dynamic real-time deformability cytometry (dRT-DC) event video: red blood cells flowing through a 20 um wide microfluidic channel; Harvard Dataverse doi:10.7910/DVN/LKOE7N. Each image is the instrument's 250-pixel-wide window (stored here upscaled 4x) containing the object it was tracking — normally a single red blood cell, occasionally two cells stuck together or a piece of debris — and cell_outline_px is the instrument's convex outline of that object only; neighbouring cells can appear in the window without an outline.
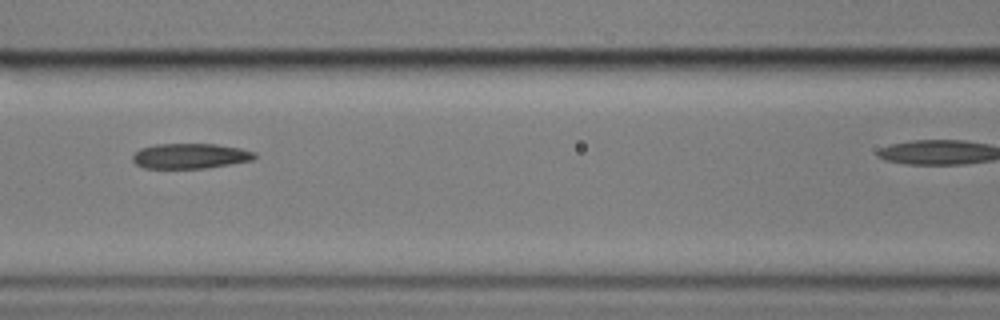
{"species": "common noctule bat (a hibernating species)", "species_latin": "Nyctalus noctula", "temperature_condition": "cold", "stored_images_in_passage": 16, "camera_frame_rate_fps": 3000, "um_per_image_px": 0.085, "animal": {"sex": "male", "body_mass_g": 17.9}, "frame": {"image": 1, "passage_image": 5, "time_ms": 5.333, "image_size_px": [1000, 320], "cell_outline_px": [[256, 156], [252, 160], [204, 168], [144, 168], [136, 164], [132, 160], [132, 156], [140, 148], [156, 144], [216, 144], [240, 148], [256, 152]], "centroid_in_image_um": [16.15, 13.25], "position_along_channel_um": 150.5, "area_um2": 17.8}}
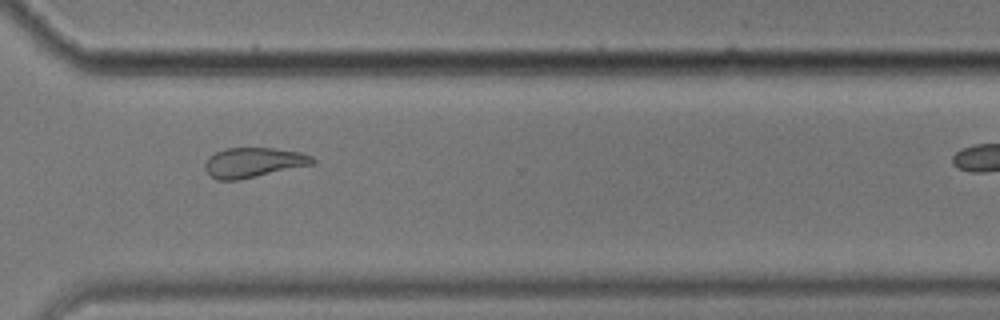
{"frame": {"image": 2, "passage_image": 10, "time_ms": 11.0, "image_size_px": [1000, 320], "cell_outline_px": [[316, 164], [240, 180], [216, 180], [204, 168], [204, 164], [208, 156], [224, 148], [272, 148], [300, 152], [312, 156], [316, 160]], "centroid_in_image_um": [21.56, 13.82], "position_along_channel_um": 349.0, "area_um2": 18.96}}
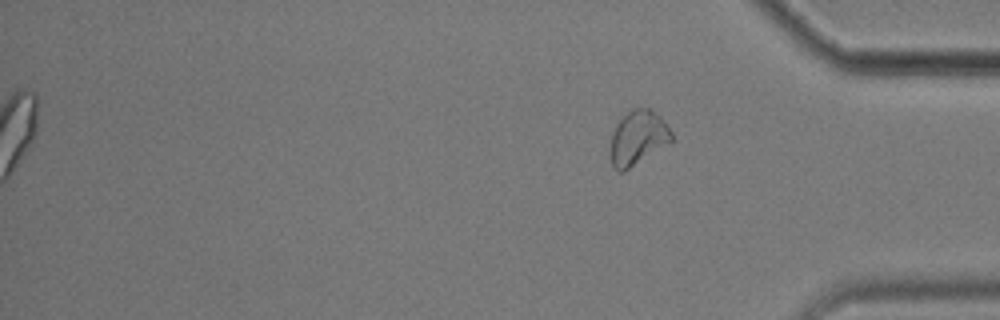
{"frame": {"image": 3, "passage_image": 16, "time_ms": 19.0, "image_size_px": [1000, 320], "cell_outline_px": [[672, 140], [624, 172], [616, 172], [612, 168], [608, 152], [608, 148], [612, 132], [620, 116], [632, 108], [652, 108], [660, 116], [672, 132]], "centroid_in_image_um": [54.13, 11.71], "position_along_channel_um": 381.1, "area_um2": 19.83}, "authors_computed_cell_mechanics": {"area_um2": 18.7561, "velocity_mm_per_s": 3.5011, "shape_relaxation_time_tau1_ms": 3.5665, "shape_relaxation_time_tau2_ms": 2.3475, "deformation_change_tau1": 0.1065, "deformation_change_tau2": 0.0749}}